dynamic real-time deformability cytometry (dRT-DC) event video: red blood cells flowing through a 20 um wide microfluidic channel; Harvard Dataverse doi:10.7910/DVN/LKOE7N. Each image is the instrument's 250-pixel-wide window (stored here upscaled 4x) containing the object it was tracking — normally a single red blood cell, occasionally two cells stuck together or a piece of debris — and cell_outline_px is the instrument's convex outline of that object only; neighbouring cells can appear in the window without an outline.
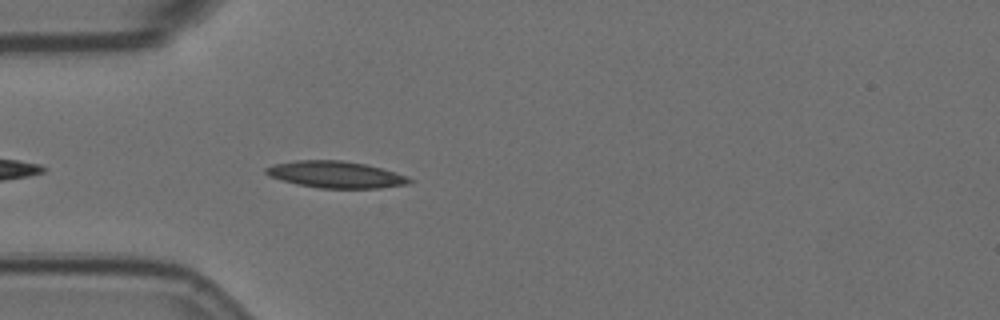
{"species": "Egyptian fruit bat (a non-hibernating species)", "species_latin": "Rousettus aegyptiacus", "temperature_condition": "room temperature", "stored_images_in_passage": 18, "camera_frame_rate_fps": 3000, "um_per_image_px": 0.085, "animal": {"sex": "female"}, "frame": {"image": 1, "passage_image": 4, "time_ms": 1.0, "image_size_px": [1000, 320], "cell_outline_px": [[416, 180], [408, 184], [380, 188], [320, 188], [296, 184], [268, 176], [264, 172], [264, 168], [272, 164], [296, 160], [340, 160], [364, 164], [380, 168], [408, 176]], "centroid_in_image_um": [28.52, 14.84], "position_along_channel_um": 56.5, "area_um2": 22.43}}
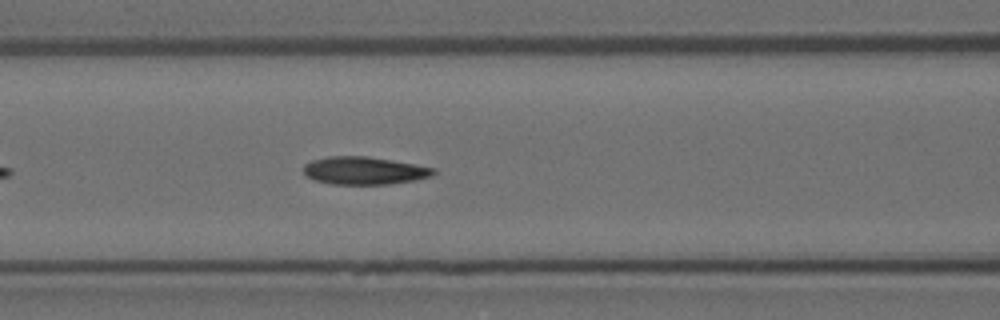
{"frame": {"image": 2, "passage_image": 11, "time_ms": 3.333, "image_size_px": [1000, 320], "cell_outline_px": [[436, 172], [432, 176], [416, 180], [388, 184], [332, 184], [312, 180], [304, 172], [304, 164], [312, 160], [328, 156], [368, 156], [392, 160], [436, 168]], "centroid_in_image_um": [30.97, 14.5], "position_along_channel_um": 135.6, "area_um2": 21.1}}
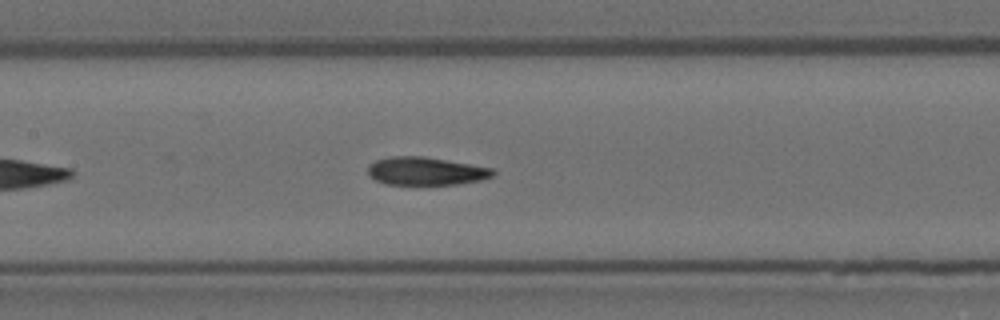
{"frame": {"image": 3, "passage_image": 14, "time_ms": 4.333, "image_size_px": [1000, 320], "cell_outline_px": [[496, 172], [492, 176], [480, 180], [456, 184], [384, 184], [368, 176], [368, 164], [376, 160], [392, 156], [424, 156], [492, 168]], "centroid_in_image_um": [36.15, 14.54], "position_along_channel_um": 171.2, "area_um2": 20.35}}